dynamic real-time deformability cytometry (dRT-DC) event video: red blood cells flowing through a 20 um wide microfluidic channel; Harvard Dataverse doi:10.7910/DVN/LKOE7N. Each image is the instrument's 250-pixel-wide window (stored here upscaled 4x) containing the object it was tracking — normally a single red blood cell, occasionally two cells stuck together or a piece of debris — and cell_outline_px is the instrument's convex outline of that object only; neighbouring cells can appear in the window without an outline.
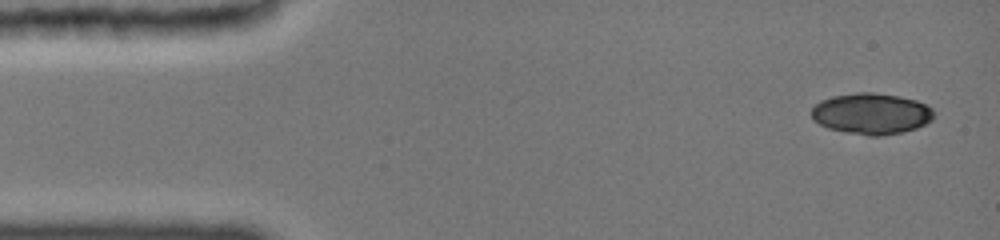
{"species": "common noctule bat (a hibernating species)", "species_latin": "Nyctalus noctula", "temperature_condition": "cold", "stored_images_in_passage": 7, "camera_frame_rate_fps": 3000, "um_per_image_px": 0.085, "animal": {"sex": "female", "body_mass_g": 19.0, "forearm_length_mm": 51.5}, "frame": {"image": 1, "passage_image": 1, "time_ms": 0.0, "image_size_px": [1000, 240], "cell_outline_px": [[932, 120], [916, 128], [900, 132], [880, 136], [872, 136], [828, 128], [820, 124], [812, 116], [812, 108], [820, 100], [832, 96], [856, 92], [872, 92], [900, 96], [916, 100], [928, 104], [932, 108]], "centroid_in_image_um": [74.08, 9.64], "position_along_channel_um": 10.9, "area_um2": 29.07}}